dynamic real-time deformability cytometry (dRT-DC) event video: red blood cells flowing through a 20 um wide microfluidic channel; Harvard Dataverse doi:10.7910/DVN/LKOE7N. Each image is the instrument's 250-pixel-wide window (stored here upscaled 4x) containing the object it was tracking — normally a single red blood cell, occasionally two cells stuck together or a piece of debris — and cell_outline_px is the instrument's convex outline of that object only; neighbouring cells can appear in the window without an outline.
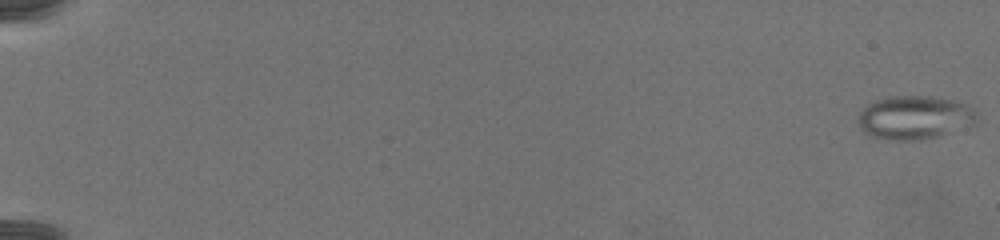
{"species": "common noctule bat (a hibernating species)", "species_latin": "Nyctalus noctula", "temperature_condition": "warm", "stored_images_in_passage": 75, "camera_frame_rate_fps": 3000, "um_per_image_px": 0.085, "animal": {"sex": "female", "body_mass_g": 19.5, "forearm_length_mm": 54.1}, "frame": {"image": 1, "passage_image": 1, "time_ms": 0.0, "image_size_px": [1000, 240], "cell_outline_px": [[976, 124], [936, 136], [920, 140], [888, 140], [872, 136], [864, 132], [860, 128], [856, 120], [856, 116], [868, 104], [876, 100], [888, 96], [928, 96], [956, 100], [968, 104], [976, 108]], "centroid_in_image_um": [77.74, 9.98], "position_along_channel_um": 7.3, "area_um2": 30.46}}
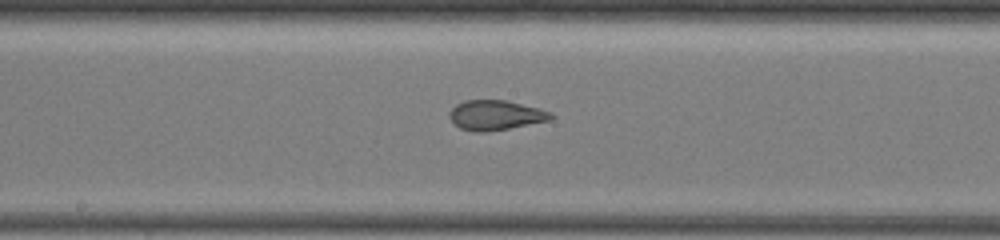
{"frame": {"image": 2, "passage_image": 44, "time_ms": 14.333, "image_size_px": [1000, 240], "cell_outline_px": [[556, 116], [552, 120], [508, 128], [484, 132], [472, 132], [460, 128], [448, 116], [448, 112], [456, 104], [464, 100], [504, 100], [540, 108], [552, 112]], "centroid_in_image_um": [42.14, 9.78], "position_along_channel_um": 206.1, "area_um2": 17.74}}
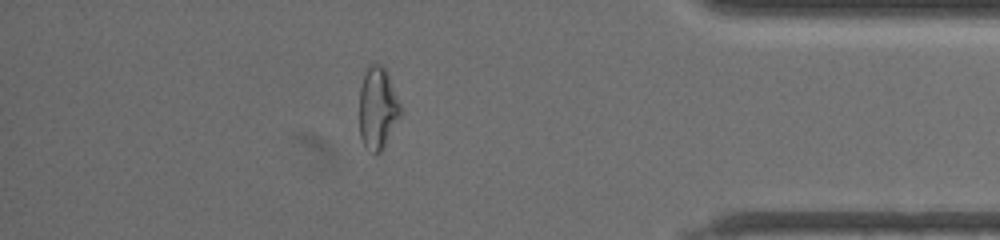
{"frame": {"image": 3, "passage_image": 67, "time_ms": 22.0, "image_size_px": [1000, 240], "cell_outline_px": [[400, 116], [380, 152], [372, 152], [364, 148], [360, 136], [360, 88], [368, 64], [380, 64], [388, 72], [400, 104]], "centroid_in_image_um": [32.09, 9.17], "position_along_channel_um": 403.1, "area_um2": 19.42}}